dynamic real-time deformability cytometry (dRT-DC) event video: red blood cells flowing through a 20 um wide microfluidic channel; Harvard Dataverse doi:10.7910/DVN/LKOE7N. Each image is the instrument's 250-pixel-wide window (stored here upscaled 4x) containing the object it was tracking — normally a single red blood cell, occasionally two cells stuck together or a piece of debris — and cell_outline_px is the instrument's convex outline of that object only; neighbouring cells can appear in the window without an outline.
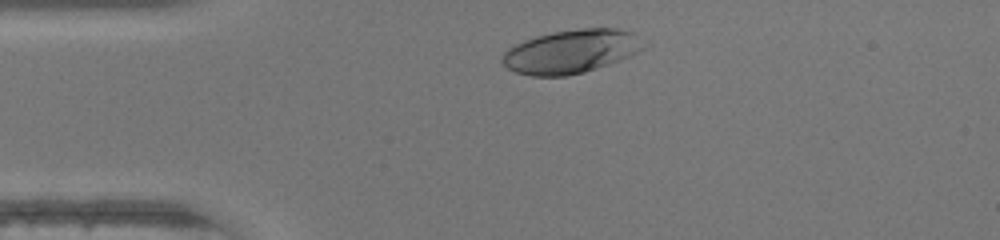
{"species": "human", "species_latin": "Homo sapiens", "temperature_condition": "warm", "stored_images_in_passage": 30, "camera_frame_rate_fps": 3000, "um_per_image_px": 0.085, "donor": {"sex": "female"}, "frame": {"image": 1, "passage_image": 3, "time_ms": 0.667, "image_size_px": [1000, 240], "cell_outline_px": [[652, 44], [620, 60], [584, 72], [564, 76], [532, 76], [516, 72], [508, 68], [500, 60], [504, 52], [508, 48], [524, 40], [536, 36], [552, 32], [580, 28], [616, 28], [632, 32]], "centroid_in_image_um": [48.58, 4.36], "position_along_channel_um": 36.4, "area_um2": 36.07}}
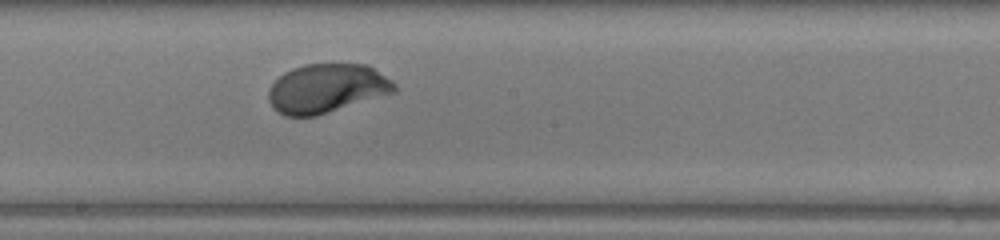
{"frame": {"image": 2, "passage_image": 18, "time_ms": 5.667, "image_size_px": [1000, 240], "cell_outline_px": [[400, 88], [396, 92], [316, 116], [284, 116], [272, 108], [268, 100], [268, 88], [284, 72], [292, 68], [304, 64], [368, 64], [392, 80]], "centroid_in_image_um": [27.78, 7.51], "position_along_channel_um": 220.4, "area_um2": 36.3}}
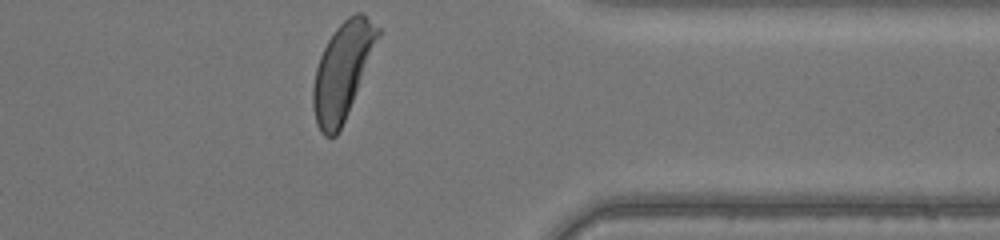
{"frame": {"image": 3, "passage_image": 30, "time_ms": 9.667, "image_size_px": [1000, 240], "cell_outline_px": [[380, 36], [344, 120], [336, 136], [324, 136], [320, 132], [316, 124], [312, 104], [312, 88], [316, 68], [320, 56], [328, 40], [336, 28], [348, 16], [356, 12], [364, 12], [380, 28]], "centroid_in_image_um": [29.1, 5.99], "position_along_channel_um": 382.3, "area_um2": 35.84}, "authors_computed_cell_mechanics": {"area_um2": 36.0961, "velocity_mm_per_s": 4.386, "shape_relaxation_time_tau1_ms": 1.9759, "shape_relaxation_time_tau2_ms": null, "deformation_change_tau1": 0.1757, "deformation_change_tau2": null}}